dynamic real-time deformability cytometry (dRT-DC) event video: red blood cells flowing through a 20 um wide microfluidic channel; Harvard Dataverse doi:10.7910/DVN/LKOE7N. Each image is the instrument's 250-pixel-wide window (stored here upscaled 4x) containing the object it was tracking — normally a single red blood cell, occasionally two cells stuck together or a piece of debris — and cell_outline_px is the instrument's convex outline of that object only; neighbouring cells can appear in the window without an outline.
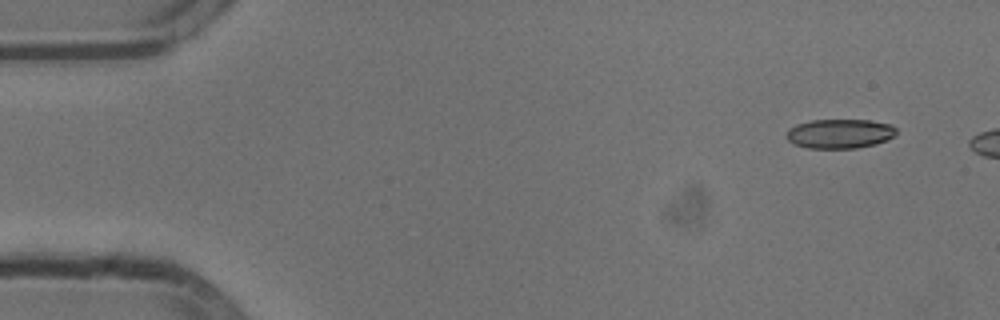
{"species": "common noctule bat (a hibernating species)", "species_latin": "Nyctalus noctula", "temperature_condition": "cold", "stored_images_in_passage": 46, "camera_frame_rate_fps": 3000, "um_per_image_px": 0.085, "animal": {"sex": "male", "body_mass_g": 13.3}, "frame": {"image": 1, "passage_image": 1, "time_ms": 0.0, "image_size_px": [1000, 320], "cell_outline_px": [[896, 136], [876, 144], [856, 148], [808, 148], [796, 144], [788, 140], [784, 136], [788, 128], [796, 124], [812, 120], [872, 120], [892, 124], [896, 128]], "centroid_in_image_um": [71.39, 11.35], "position_along_channel_um": 13.6, "area_um2": 19.02}}
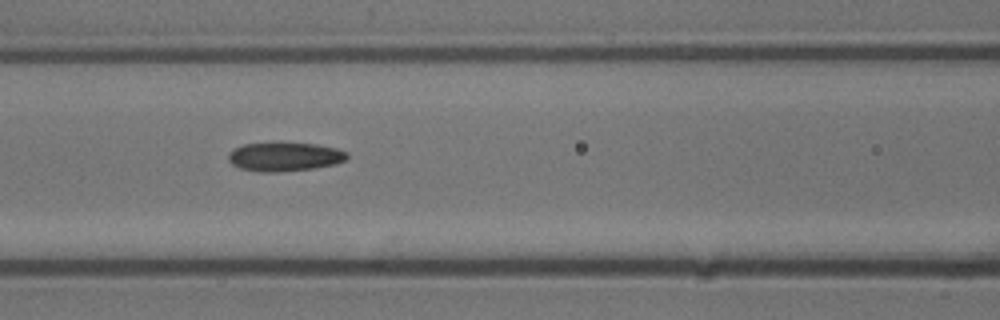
{"frame": {"image": 2, "passage_image": 20, "time_ms": 6.333, "image_size_px": [1000, 320], "cell_outline_px": [[348, 156], [344, 160], [336, 164], [312, 168], [280, 172], [256, 172], [240, 168], [232, 164], [228, 160], [228, 152], [244, 144], [276, 140], [316, 144], [336, 148], [348, 152]], "centroid_in_image_um": [24.16, 13.28], "position_along_channel_um": 142.4, "area_um2": 20.69}}
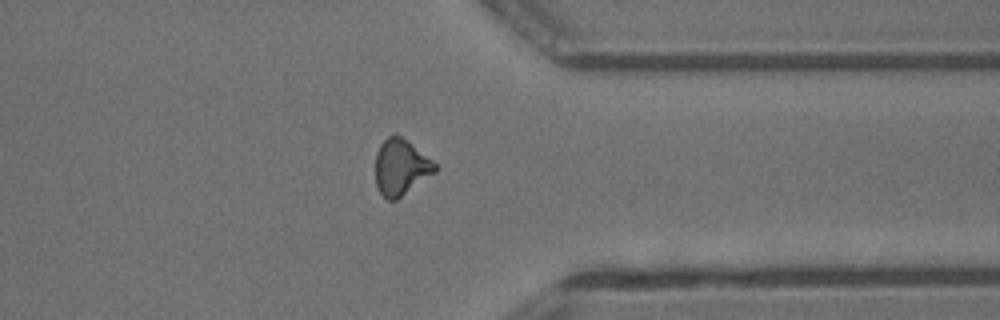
{"frame": {"image": 3, "passage_image": 39, "time_ms": 12.667, "image_size_px": [1000, 320], "cell_outline_px": [[436, 172], [396, 200], [388, 200], [380, 192], [376, 184], [376, 152], [380, 144], [388, 136], [396, 132], [432, 160], [436, 164]], "centroid_in_image_um": [34.06, 14.19], "position_along_channel_um": 377.3, "area_um2": 19.31}, "authors_computed_cell_mechanics": {"area_um2": 19.4786, "velocity_mm_per_s": 3.8134, "shape_relaxation_time_tau1_ms": 11.2123, "shape_relaxation_time_tau2_ms": 4.6266, "deformation_change_tau1": 0.2363, "deformation_change_tau2": 0.1255}}